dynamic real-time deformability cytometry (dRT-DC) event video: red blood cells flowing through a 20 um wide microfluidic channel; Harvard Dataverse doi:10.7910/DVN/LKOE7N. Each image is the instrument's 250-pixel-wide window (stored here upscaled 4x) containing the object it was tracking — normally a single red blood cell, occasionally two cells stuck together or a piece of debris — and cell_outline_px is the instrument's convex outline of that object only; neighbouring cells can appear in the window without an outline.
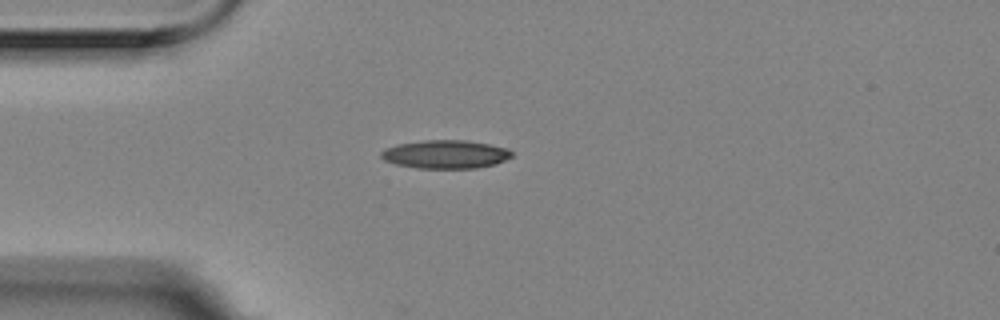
{"species": "Egyptian fruit bat (a non-hibernating species)", "species_latin": "Rousettus aegyptiacus", "temperature_condition": "room temperature", "stored_images_in_passage": 1, "camera_frame_rate_fps": 3000, "um_per_image_px": 0.085, "animal": {"sex": "female"}, "frame": {"image": 1, "passage_image": 1, "time_ms": 0.0, "image_size_px": [1000, 320], "cell_outline_px": [[512, 156], [496, 164], [476, 168], [416, 168], [396, 164], [384, 160], [380, 156], [380, 152], [384, 148], [396, 144], [424, 140], [464, 140], [488, 144], [508, 148], [512, 152]], "centroid_in_image_um": [37.84, 13.11], "position_along_channel_um": 47.2, "area_um2": 21.68}}